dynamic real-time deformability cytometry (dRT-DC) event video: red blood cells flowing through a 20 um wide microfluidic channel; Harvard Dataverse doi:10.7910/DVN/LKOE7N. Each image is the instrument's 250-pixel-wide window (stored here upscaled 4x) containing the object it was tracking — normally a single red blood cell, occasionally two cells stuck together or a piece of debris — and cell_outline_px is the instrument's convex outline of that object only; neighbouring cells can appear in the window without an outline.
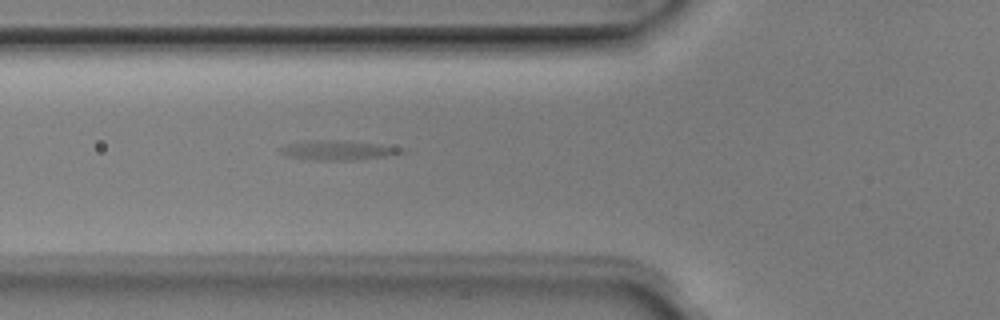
{"species": "Egyptian fruit bat (a non-hibernating species)", "species_latin": "Rousettus aegyptiacus", "temperature_condition": "room temperature", "stored_images_in_passage": 3, "camera_frame_rate_fps": 3000, "um_per_image_px": 0.085, "animal": {"sex": "male"}, "frame": {"image": 1, "passage_image": 3, "time_ms": 0.667, "image_size_px": [1000, 320], "cell_outline_px": [[408, 152], [384, 156], [352, 160], [316, 160], [288, 156], [280, 152], [280, 148], [288, 144], [316, 140], [344, 140], [404, 148]], "centroid_in_image_um": [28.76, 12.77], "position_along_channel_um": 97.0, "area_um2": 13.47}}